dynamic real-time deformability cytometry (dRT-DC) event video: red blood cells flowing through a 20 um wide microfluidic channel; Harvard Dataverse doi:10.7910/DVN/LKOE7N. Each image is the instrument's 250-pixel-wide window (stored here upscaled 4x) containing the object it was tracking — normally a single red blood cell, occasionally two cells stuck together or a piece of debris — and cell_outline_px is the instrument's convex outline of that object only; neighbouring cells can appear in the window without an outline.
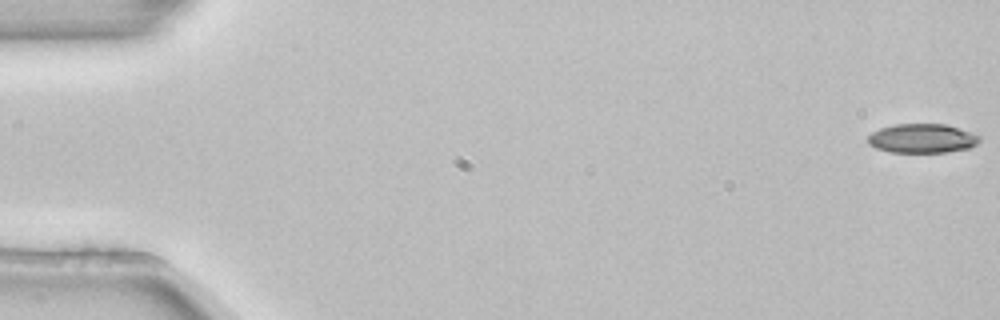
{"species": "common noctule bat (a hibernating species)", "species_latin": "Nyctalus noctula", "temperature_condition": "room temperature", "stored_images_in_passage": 6, "camera_frame_rate_fps": 3000, "um_per_image_px": 0.085, "animal": {"sex": "female", "body_mass_g": 22.7, "forearm_length_mm": 54.2}, "frame": {"image": 1, "passage_image": 1, "time_ms": 0.0, "image_size_px": [1000, 320], "cell_outline_px": [[980, 140], [976, 144], [968, 148], [948, 152], [888, 152], [876, 148], [868, 144], [868, 136], [872, 132], [880, 128], [896, 124], [944, 124], [980, 136]], "centroid_in_image_um": [78.34, 11.77], "position_along_channel_um": 6.7, "area_um2": 18.79}}